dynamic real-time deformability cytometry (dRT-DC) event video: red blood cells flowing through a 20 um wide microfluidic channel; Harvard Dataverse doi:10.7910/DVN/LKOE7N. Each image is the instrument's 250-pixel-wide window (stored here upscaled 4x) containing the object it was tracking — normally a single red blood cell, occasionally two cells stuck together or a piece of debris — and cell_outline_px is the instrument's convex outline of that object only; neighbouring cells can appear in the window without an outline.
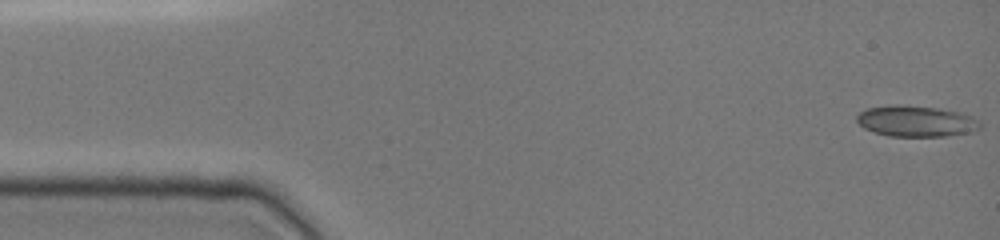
{"species": "common noctule bat (a hibernating species)", "species_latin": "Nyctalus noctula", "temperature_condition": "cold", "stored_images_in_passage": 47, "camera_frame_rate_fps": 3000, "um_per_image_px": 0.085, "animal": {"sex": "female", "body_mass_g": 19.0, "forearm_length_mm": 51.5}, "frame": {"image": 1, "passage_image": 1, "time_ms": 0.0, "image_size_px": [1000, 240], "cell_outline_px": [[980, 128], [972, 132], [948, 136], [888, 136], [864, 128], [856, 120], [856, 116], [860, 112], [868, 108], [896, 104], [940, 108], [960, 112], [972, 116], [980, 124]], "centroid_in_image_um": [77.88, 10.3], "position_along_channel_um": 7.1, "area_um2": 22.25}}
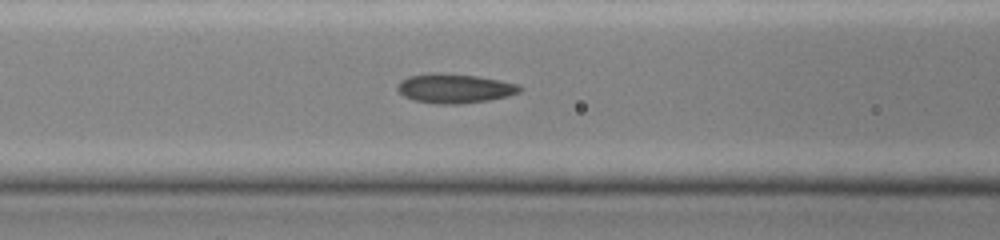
{"frame": {"image": 2, "passage_image": 19, "time_ms": 6.0, "image_size_px": [1000, 240], "cell_outline_px": [[524, 88], [520, 92], [508, 96], [488, 100], [460, 104], [440, 104], [412, 100], [404, 96], [396, 88], [400, 80], [408, 76], [428, 72], [444, 72], [476, 76], [500, 80], [520, 84]], "centroid_in_image_um": [38.64, 7.5], "position_along_channel_um": 128.0, "area_um2": 21.27}}
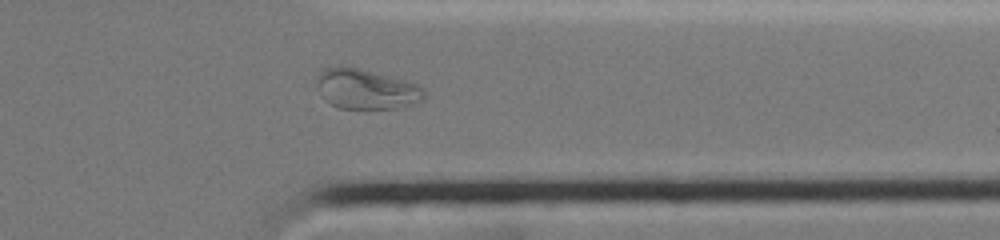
{"frame": {"image": 3, "passage_image": 38, "time_ms": 12.333, "image_size_px": [1000, 240], "cell_outline_px": [[424, 100], [396, 108], [340, 108], [332, 104], [328, 100], [316, 84], [316, 76], [324, 68], [340, 64], [360, 68], [408, 80], [420, 84], [424, 88]], "centroid_in_image_um": [31.16, 7.52], "position_along_channel_um": 380.2, "area_um2": 25.2}, "authors_computed_cell_mechanics": {"area_um2": 20.808, "velocity_mm_per_s": 3.982, "shape_relaxation_time_tau1_ms": null, "shape_relaxation_time_tau2_ms": 1.1238, "deformation_change_tau1": null, "deformation_change_tau2": 0.0545}}